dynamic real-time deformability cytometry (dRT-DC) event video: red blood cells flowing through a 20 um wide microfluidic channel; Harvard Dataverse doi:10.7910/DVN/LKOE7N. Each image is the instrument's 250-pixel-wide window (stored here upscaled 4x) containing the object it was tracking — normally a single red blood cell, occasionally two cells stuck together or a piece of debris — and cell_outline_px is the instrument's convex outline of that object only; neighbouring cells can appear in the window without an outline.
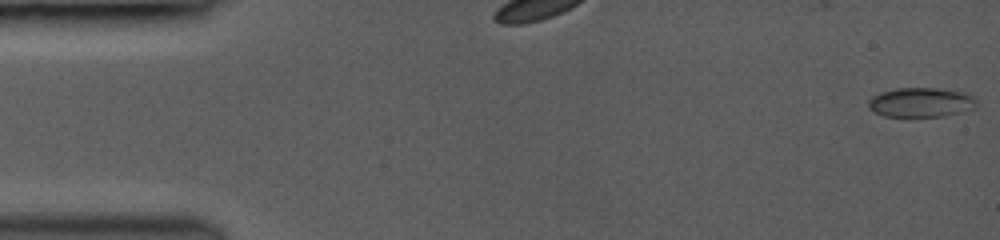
{"species": "common noctule bat (a hibernating species)", "species_latin": "Nyctalus noctula", "temperature_condition": "room temperature", "stored_images_in_passage": 56, "camera_frame_rate_fps": 3500, "um_per_image_px": 0.085, "animal": {"sex": "female", "body_mass_g": 19.0, "forearm_length_mm": 53.3}, "frame": {"image": 1, "passage_image": 1, "time_ms": 0.0, "image_size_px": [1000, 240], "cell_outline_px": [[976, 108], [944, 116], [884, 116], [868, 108], [868, 100], [872, 96], [880, 92], [896, 88], [936, 88], [964, 92], [972, 96], [976, 100]], "centroid_in_image_um": [78.27, 8.69], "position_along_channel_um": 6.7, "area_um2": 18.55}}
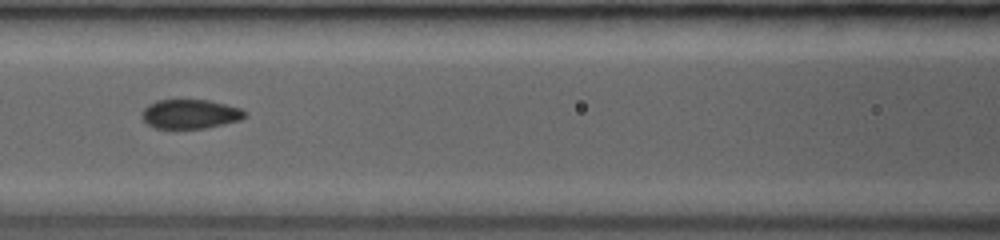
{"frame": {"image": 2, "passage_image": 26, "time_ms": 7.143, "image_size_px": [1000, 240], "cell_outline_px": [[244, 116], [240, 120], [204, 128], [156, 128], [148, 124], [144, 120], [144, 108], [148, 104], [160, 100], [204, 100], [224, 104], [240, 108], [244, 112]], "centroid_in_image_um": [16.15, 9.69], "position_along_channel_um": 150.4, "area_um2": 16.99}}
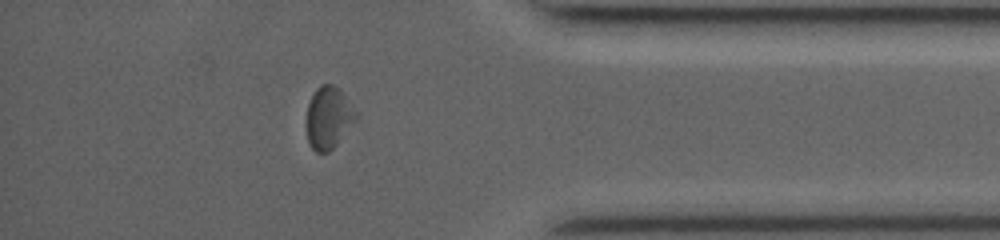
{"frame": {"image": 3, "passage_image": 49, "time_ms": 13.714, "image_size_px": [1000, 240], "cell_outline_px": [[360, 116], [336, 144], [328, 152], [316, 152], [312, 148], [308, 140], [304, 124], [308, 104], [316, 88], [320, 84], [332, 84], [340, 88], [344, 92]], "centroid_in_image_um": [27.92, 9.97], "position_along_channel_um": 407.3, "area_um2": 18.38}, "authors_computed_cell_mechanics": {"area_um2": 17.918, "velocity_mm_per_s": 4.0792, "shape_relaxation_time_tau1_ms": 3.8625, "shape_relaxation_time_tau2_ms": 1.6845, "deformation_change_tau1": 0.0882, "deformation_change_tau2": 0.0551}}